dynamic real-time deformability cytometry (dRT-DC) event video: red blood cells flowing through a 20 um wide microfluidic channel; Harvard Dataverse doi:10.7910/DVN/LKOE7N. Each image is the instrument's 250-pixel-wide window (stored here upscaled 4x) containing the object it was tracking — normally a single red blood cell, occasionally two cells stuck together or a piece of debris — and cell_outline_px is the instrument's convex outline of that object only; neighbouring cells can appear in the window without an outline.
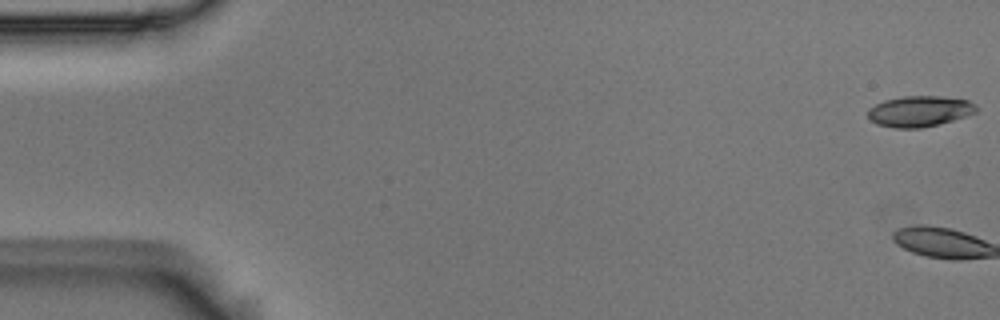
{"species": "Egyptian fruit bat (a non-hibernating species)", "species_latin": "Rousettus aegyptiacus", "temperature_condition": "room temperature", "stored_images_in_passage": 3, "camera_frame_rate_fps": 3000, "um_per_image_px": 0.085, "animal": {"sex": "male"}, "frame": {"image": 1, "passage_image": 1, "time_ms": 0.0, "image_size_px": [1000, 320], "cell_outline_px": [[980, 108], [976, 112], [952, 120], [920, 128], [896, 128], [876, 124], [868, 116], [868, 108], [884, 100], [900, 96], [944, 96], [968, 100], [976, 104]], "centroid_in_image_um": [78.17, 9.44], "position_along_channel_um": 6.8, "area_um2": 19.48}}